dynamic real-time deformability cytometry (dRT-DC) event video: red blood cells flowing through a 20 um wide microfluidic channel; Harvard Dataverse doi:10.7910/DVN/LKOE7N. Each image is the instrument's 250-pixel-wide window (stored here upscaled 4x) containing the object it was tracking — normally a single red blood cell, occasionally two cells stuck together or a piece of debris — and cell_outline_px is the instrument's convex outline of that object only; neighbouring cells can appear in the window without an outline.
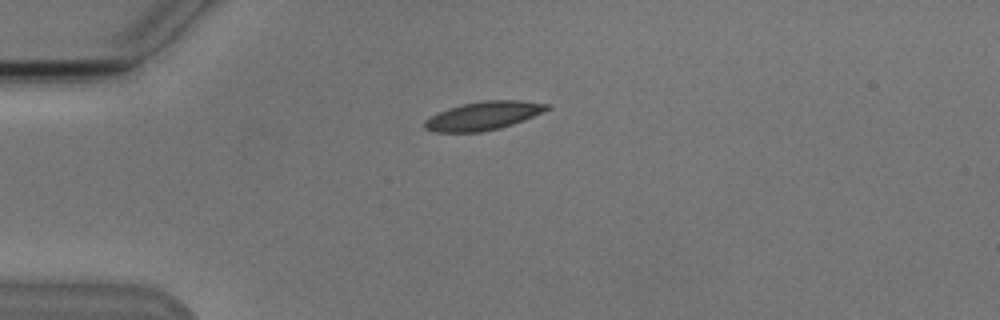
{"species": "Egyptian fruit bat (a non-hibernating species)", "species_latin": "Rousettus aegyptiacus", "temperature_condition": "cold", "stored_images_in_passage": 7, "camera_frame_rate_fps": 3000, "um_per_image_px": 0.085, "animal": {"sex": "male"}, "frame": {"image": 1, "passage_image": 1, "time_ms": 0.0, "image_size_px": [1000, 320], "cell_outline_px": [[552, 108], [512, 124], [500, 128], [480, 132], [436, 132], [424, 128], [424, 120], [448, 108], [460, 104], [480, 100], [520, 100], [552, 104]], "centroid_in_image_um": [41.1, 9.82], "position_along_channel_um": 43.9, "area_um2": 20.29}}
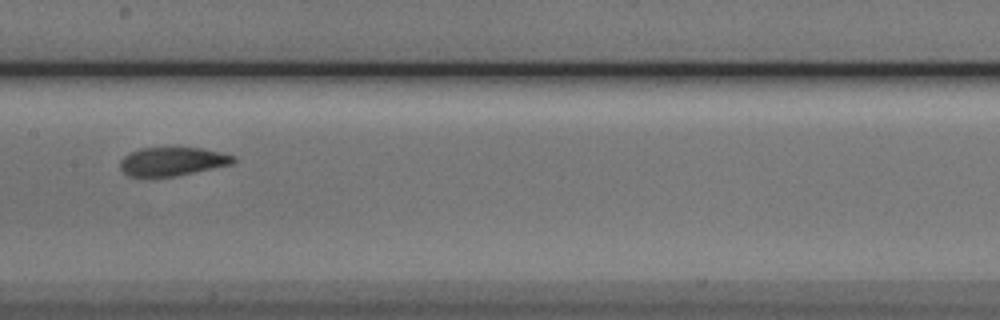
{"frame": {"image": 2, "passage_image": 5, "time_ms": 4.667, "image_size_px": [1000, 320], "cell_outline_px": [[236, 160], [232, 164], [172, 176], [128, 176], [120, 168], [120, 160], [124, 156], [140, 148], [200, 148], [220, 152], [236, 156]], "centroid_in_image_um": [14.65, 13.71], "position_along_channel_um": 192.8, "area_um2": 18.5}}
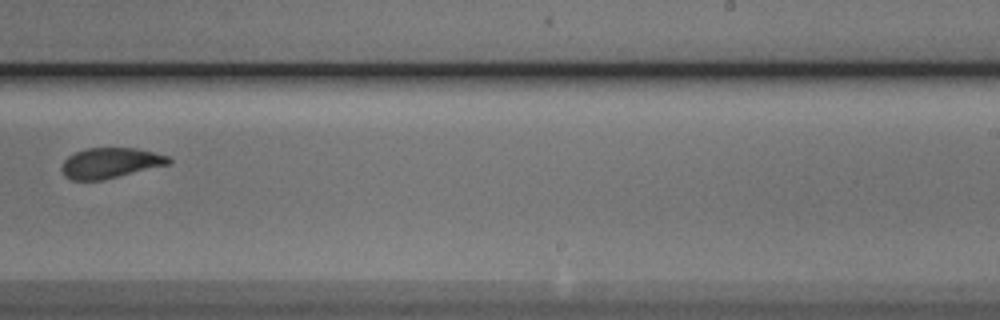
{"frame": {"image": 3, "passage_image": 7, "time_ms": 7.0, "image_size_px": [1000, 320], "cell_outline_px": [[172, 164], [100, 180], [72, 180], [64, 176], [60, 168], [64, 160], [68, 156], [76, 152], [88, 148], [136, 148], [168, 156], [172, 160]], "centroid_in_image_um": [9.38, 13.85], "position_along_channel_um": 279.6, "area_um2": 18.9}}